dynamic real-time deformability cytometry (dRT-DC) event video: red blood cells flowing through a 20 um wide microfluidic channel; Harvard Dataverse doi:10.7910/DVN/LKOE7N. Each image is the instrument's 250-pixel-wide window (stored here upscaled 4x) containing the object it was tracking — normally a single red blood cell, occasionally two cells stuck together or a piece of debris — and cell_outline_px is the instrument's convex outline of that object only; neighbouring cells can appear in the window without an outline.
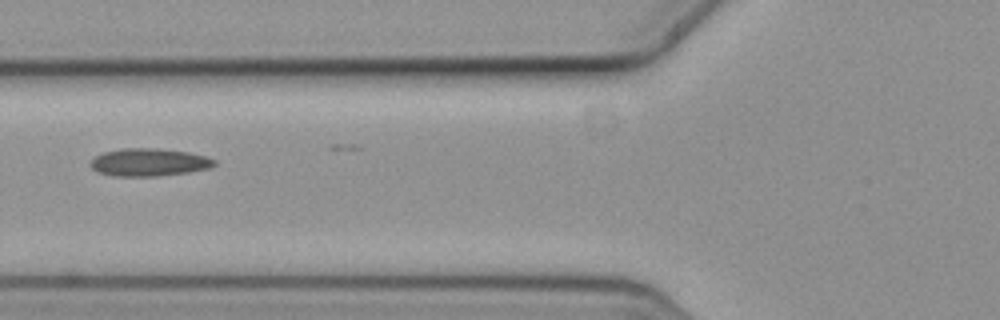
{"species": "common noctule bat (a hibernating species)", "species_latin": "Nyctalus noctula", "temperature_condition": "cold", "stored_images_in_passage": 7, "camera_frame_rate_fps": 3000, "um_per_image_px": 0.085, "animal": {"sex": "female", "body_mass_g": 19.3, "forearm_length_mm": 54.1}, "frame": {"image": 1, "passage_image": 7, "time_ms": 2.0, "image_size_px": [1000, 320], "cell_outline_px": [[216, 164], [212, 168], [188, 172], [160, 176], [112, 176], [100, 172], [92, 168], [88, 164], [96, 156], [104, 152], [120, 148], [156, 148], [188, 152], [204, 156], [216, 160]], "centroid_in_image_um": [12.68, 13.79], "position_along_channel_um": 113.1, "area_um2": 20.06}}